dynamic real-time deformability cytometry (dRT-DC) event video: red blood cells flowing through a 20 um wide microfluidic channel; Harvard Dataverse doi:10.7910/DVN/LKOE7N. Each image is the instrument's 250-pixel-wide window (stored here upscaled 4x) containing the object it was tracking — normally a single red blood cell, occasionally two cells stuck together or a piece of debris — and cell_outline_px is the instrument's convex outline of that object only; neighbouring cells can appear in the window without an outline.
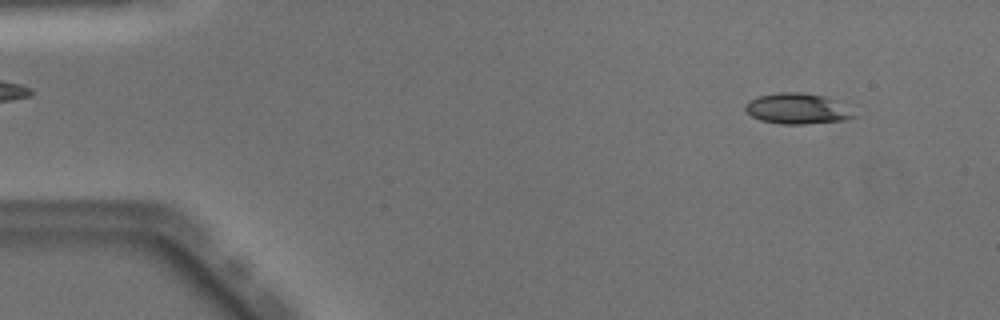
{"species": "Egyptian fruit bat (a non-hibernating species)", "species_latin": "Rousettus aegyptiacus", "temperature_condition": "warm", "stored_images_in_passage": 49, "camera_frame_rate_fps": 3000, "um_per_image_px": 0.085, "animal": {"sex": "male"}, "frame": {"image": 1, "passage_image": 4, "time_ms": 1.0, "image_size_px": [1000, 320], "cell_outline_px": [[860, 116], [848, 120], [804, 124], [780, 124], [760, 120], [752, 116], [744, 108], [744, 104], [748, 100], [756, 96], [776, 92], [800, 92], [824, 96], [836, 100]], "centroid_in_image_um": [67.78, 9.23], "position_along_channel_um": 17.2, "area_um2": 19.77}}
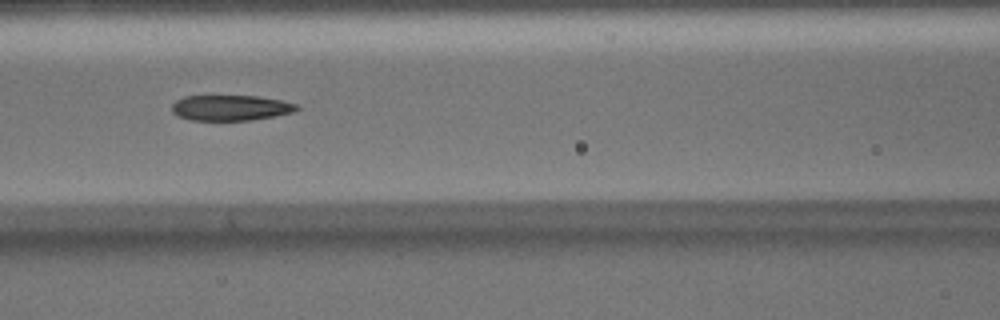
{"frame": {"image": 2, "passage_image": 21, "time_ms": 6.667, "image_size_px": [1000, 320], "cell_outline_px": [[300, 108], [292, 112], [272, 116], [248, 120], [192, 120], [176, 116], [172, 112], [172, 104], [176, 100], [184, 96], [260, 96], [300, 104]], "centroid_in_image_um": [19.59, 9.15], "position_along_channel_um": 147.0, "area_um2": 18.55}}
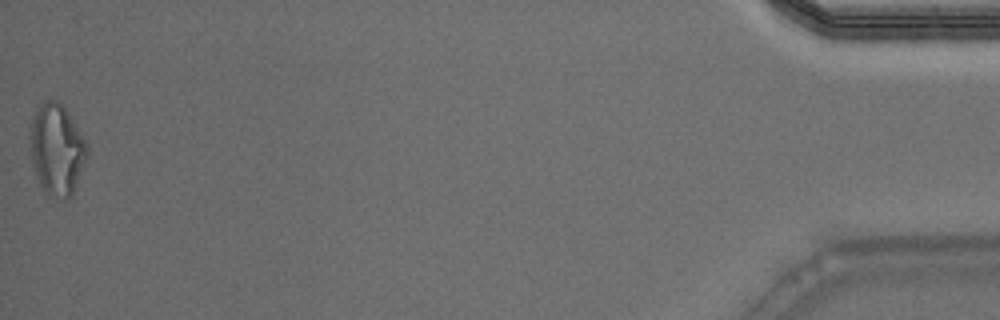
{"frame": {"image": 3, "passage_image": 49, "time_ms": 16.0, "image_size_px": [1000, 320], "cell_outline_px": [[88, 156], [72, 196], [68, 200], [64, 200], [48, 196], [44, 192], [36, 176], [32, 164], [28, 136], [32, 120], [40, 104], [44, 100], [56, 100], [68, 112], [88, 144]], "centroid_in_image_um": [4.83, 12.75], "position_along_channel_um": 430.4, "area_um2": 30.75}, "authors_computed_cell_mechanics": {"area_um2": 19.8832, "velocity_mm_per_s": 4.0533, "shape_relaxation_time_tau1_ms": 11.3709, "shape_relaxation_time_tau2_ms": 2.7642, "deformation_change_tau1": 0.3083, "deformation_change_tau2": 0.1134}}